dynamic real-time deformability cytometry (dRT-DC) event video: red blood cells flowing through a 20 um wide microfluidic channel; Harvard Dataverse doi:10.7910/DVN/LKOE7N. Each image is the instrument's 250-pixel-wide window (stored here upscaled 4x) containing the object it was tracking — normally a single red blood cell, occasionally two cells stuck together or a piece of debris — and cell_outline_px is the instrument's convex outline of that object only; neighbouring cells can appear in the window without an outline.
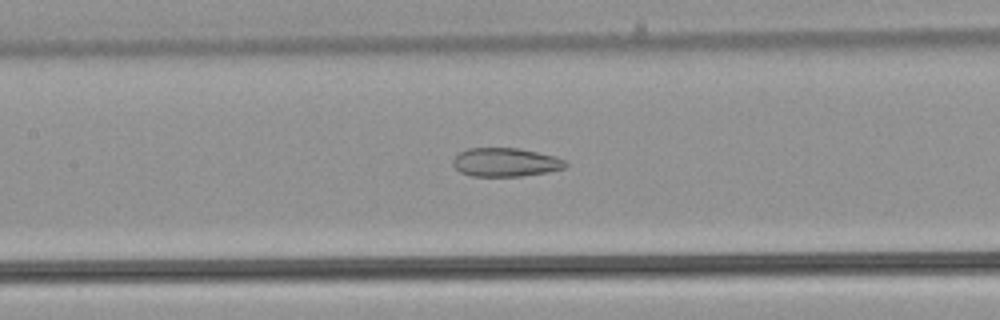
{"species": "common noctule bat (a hibernating species)", "species_latin": "Nyctalus noctula", "temperature_condition": "warm", "stored_images_in_passage": 52, "camera_frame_rate_fps": 3000, "um_per_image_px": 0.085, "animal": {"sex": "male", "body_mass_g": 21.5, "forearm_length_mm": 52.0}, "frame": {"image": 1, "passage_image": 25, "time_ms": 8.0, "image_size_px": [1000, 320], "cell_outline_px": [[568, 164], [564, 168], [548, 172], [520, 176], [472, 176], [460, 172], [452, 164], [452, 160], [460, 152], [468, 148], [520, 148], [556, 156], [564, 160]], "centroid_in_image_um": [42.97, 13.79], "position_along_channel_um": 164.4, "area_um2": 18.84}}
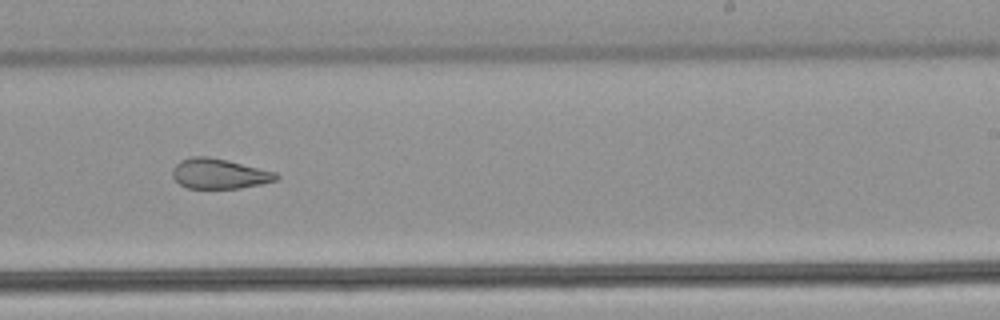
{"frame": {"image": 2, "passage_image": 33, "time_ms": 10.667, "image_size_px": [1000, 320], "cell_outline_px": [[280, 176], [276, 180], [260, 184], [240, 188], [188, 188], [180, 184], [172, 176], [172, 168], [180, 160], [192, 156], [208, 156], [228, 160], [276, 172]], "centroid_in_image_um": [18.62, 14.75], "position_along_channel_um": 270.4, "area_um2": 18.21}}
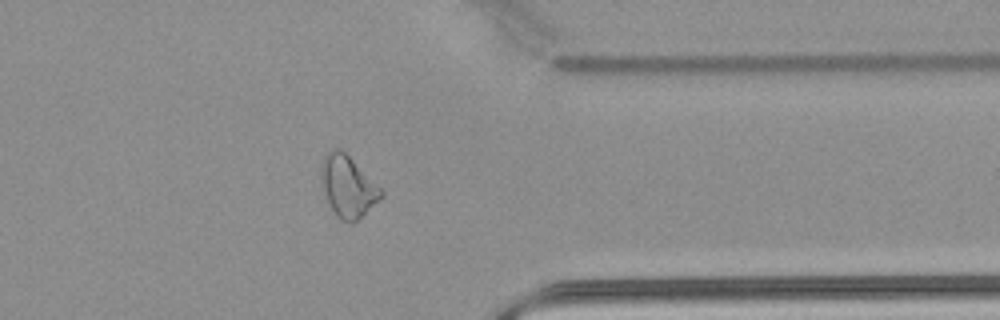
{"frame": {"image": 3, "passage_image": 42, "time_ms": 13.667, "image_size_px": [1000, 320], "cell_outline_px": [[384, 192], [352, 224], [340, 220], [336, 216], [320, 184], [320, 168], [324, 156], [332, 148], [340, 148]], "centroid_in_image_um": [29.48, 15.82], "position_along_channel_um": 381.9, "area_um2": 20.69}, "authors_computed_cell_mechanics": {"area_um2": 23.1778, "velocity_mm_per_s": 3.9829, "shape_relaxation_time_tau1_ms": null, "shape_relaxation_time_tau2_ms": 2.3047, "deformation_change_tau1": null, "deformation_change_tau2": 0.0916}}